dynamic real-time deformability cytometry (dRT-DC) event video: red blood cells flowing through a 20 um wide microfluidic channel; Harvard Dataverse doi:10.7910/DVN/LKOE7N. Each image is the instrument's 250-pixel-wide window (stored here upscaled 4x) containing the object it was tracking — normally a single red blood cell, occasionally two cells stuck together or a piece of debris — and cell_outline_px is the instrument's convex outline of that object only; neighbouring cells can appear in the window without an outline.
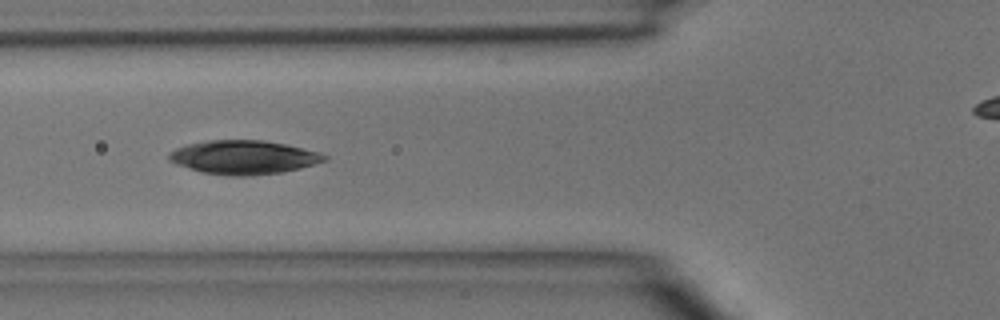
{"species": "common noctule bat (a hibernating species)", "species_latin": "Nyctalus noctula", "temperature_condition": "room temperature", "stored_images_in_passage": 4, "camera_frame_rate_fps": 3000, "um_per_image_px": 0.085, "animal": {"sex": "male", "body_mass_g": 15.6}, "frame": {"image": 1, "passage_image": 3, "time_ms": 2.333, "image_size_px": [1000, 320], "cell_outline_px": [[328, 160], [300, 168], [280, 172], [252, 176], [232, 176], [204, 172], [176, 164], [168, 160], [168, 156], [176, 148], [188, 144], [208, 140], [264, 140], [284, 144], [320, 152], [328, 156]], "centroid_in_image_um": [20.74, 13.37], "position_along_channel_um": 105.1, "area_um2": 30.4}}
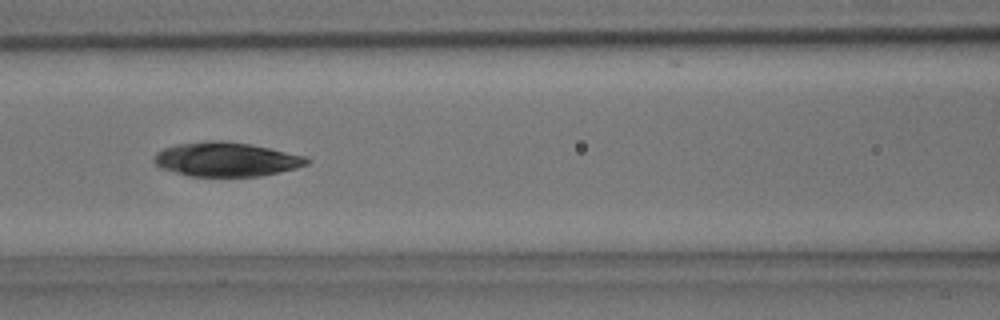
{"frame": {"image": 2, "passage_image": 4, "time_ms": 3.333, "image_size_px": [1000, 320], "cell_outline_px": [[312, 160], [308, 164], [296, 168], [260, 176], [192, 176], [160, 168], [152, 160], [156, 152], [164, 148], [176, 144], [208, 140], [220, 140], [248, 144], [308, 156]], "centroid_in_image_um": [19.23, 13.54], "position_along_channel_um": 147.4, "area_um2": 30.4}}